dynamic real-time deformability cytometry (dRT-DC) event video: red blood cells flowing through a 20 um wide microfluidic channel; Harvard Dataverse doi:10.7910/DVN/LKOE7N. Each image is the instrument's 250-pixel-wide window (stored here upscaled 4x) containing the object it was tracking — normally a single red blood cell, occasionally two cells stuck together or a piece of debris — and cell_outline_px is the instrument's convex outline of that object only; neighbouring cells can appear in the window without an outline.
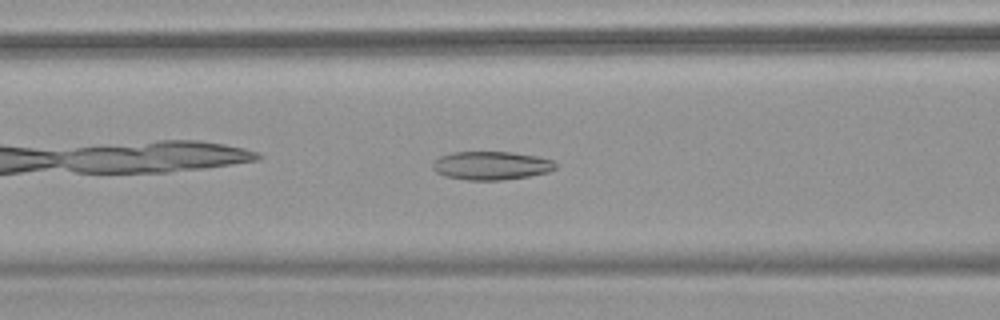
{"species": "common noctule bat (a hibernating species)", "species_latin": "Nyctalus noctula", "temperature_condition": "warm", "stored_images_in_passage": 38, "camera_frame_rate_fps": 3000, "um_per_image_px": 0.085, "animal": {"sex": "female", "body_mass_g": 18.4}, "frame": {"image": 1, "passage_image": 7, "time_ms": 2.0, "image_size_px": [1000, 320], "cell_outline_px": [[556, 168], [548, 172], [528, 176], [500, 180], [468, 180], [444, 176], [436, 172], [432, 168], [432, 164], [440, 156], [452, 152], [512, 152], [536, 156], [552, 160], [556, 164]], "centroid_in_image_um": [41.74, 14.07], "position_along_channel_um": 124.9, "area_um2": 20.29}}
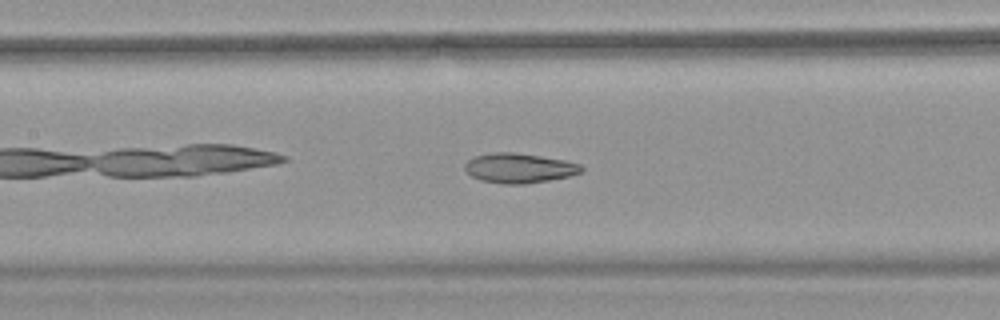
{"frame": {"image": 2, "passage_image": 10, "time_ms": 3.0, "image_size_px": [1000, 320], "cell_outline_px": [[584, 168], [580, 172], [568, 176], [548, 180], [524, 184], [504, 184], [480, 180], [472, 176], [464, 168], [464, 164], [468, 160], [476, 156], [492, 152], [516, 152], [564, 160], [580, 164]], "centroid_in_image_um": [44.1, 14.28], "position_along_channel_um": 163.3, "area_um2": 20.06}}
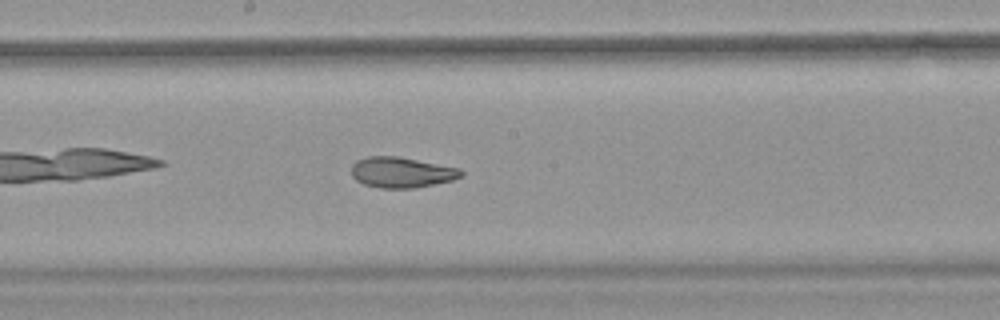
{"frame": {"image": 3, "passage_image": 14, "time_ms": 4.333, "image_size_px": [1000, 320], "cell_outline_px": [[464, 176], [452, 180], [416, 188], [380, 188], [364, 184], [356, 180], [352, 176], [352, 164], [356, 160], [368, 156], [396, 156], [460, 168], [464, 172]], "centroid_in_image_um": [34.14, 14.65], "position_along_channel_um": 214.1, "area_um2": 19.59}, "authors_computed_cell_mechanics": {"area_um2": 20.3167, "velocity_mm_per_s": 3.8399, "shape_relaxation_time_tau1_ms": 8.5287, "shape_relaxation_time_tau2_ms": 2.1583, "deformation_change_tau1": 0.2088, "deformation_change_tau2": 0.0914}}